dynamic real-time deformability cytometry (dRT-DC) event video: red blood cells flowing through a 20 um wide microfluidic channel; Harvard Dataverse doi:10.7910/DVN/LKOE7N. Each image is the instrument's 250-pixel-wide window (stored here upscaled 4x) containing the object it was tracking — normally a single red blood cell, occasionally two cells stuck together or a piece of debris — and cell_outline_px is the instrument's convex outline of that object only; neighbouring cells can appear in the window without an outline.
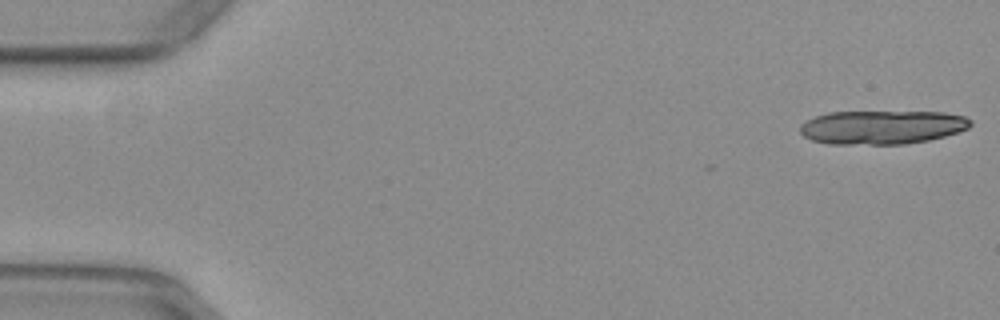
{"species": "common noctule bat (a hibernating species)", "species_latin": "Nyctalus noctula", "temperature_condition": "warm", "stored_images_in_passage": 17, "camera_frame_rate_fps": 3000, "um_per_image_px": 0.085, "animal": {"sex": "female", "body_mass_g": 29.2, "forearm_length_mm": 56.3}, "frame": {"image": 1, "passage_image": 1, "time_ms": 0.0, "image_size_px": [1000, 320], "cell_outline_px": [[972, 124], [968, 128], [944, 136], [928, 140], [904, 144], [828, 144], [812, 140], [804, 136], [800, 132], [800, 124], [804, 120], [828, 112], [944, 112], [964, 116], [972, 120]], "centroid_in_image_um": [74.94, 10.81], "position_along_channel_um": 10.1, "area_um2": 33.64}}